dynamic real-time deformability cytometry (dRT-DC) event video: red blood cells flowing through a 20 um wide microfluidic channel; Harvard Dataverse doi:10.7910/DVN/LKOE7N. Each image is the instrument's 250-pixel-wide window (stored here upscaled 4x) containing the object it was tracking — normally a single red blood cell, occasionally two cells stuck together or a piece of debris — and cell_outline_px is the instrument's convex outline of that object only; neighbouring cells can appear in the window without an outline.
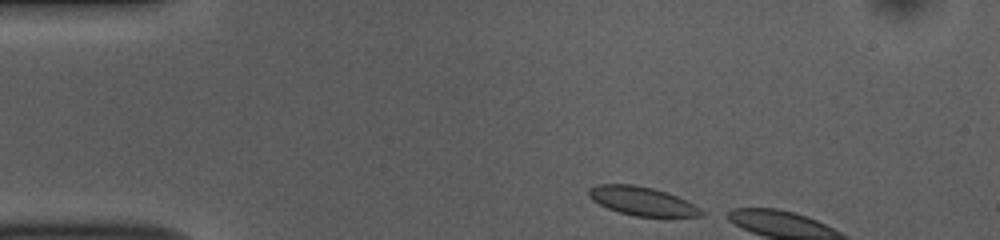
{"species": "common noctule bat (a hibernating species)", "species_latin": "Nyctalus noctula", "temperature_condition": "room temperature", "stored_images_in_passage": 4, "camera_frame_rate_fps": 3000, "um_per_image_px": 0.085, "animal": {"sex": "female", "body_mass_g": 10.0, "forearm_length_mm": 53.1}, "frame": {"image": 1, "passage_image": 1, "time_ms": 0.0, "image_size_px": [1000, 240], "cell_outline_px": [[704, 216], [636, 216], [620, 212], [608, 208], [592, 200], [588, 196], [588, 188], [596, 184], [632, 184], [652, 188], [676, 196], [700, 208], [704, 212]], "centroid_in_image_um": [54.53, 17.08], "position_along_channel_um": 30.5, "area_um2": 18.5}}